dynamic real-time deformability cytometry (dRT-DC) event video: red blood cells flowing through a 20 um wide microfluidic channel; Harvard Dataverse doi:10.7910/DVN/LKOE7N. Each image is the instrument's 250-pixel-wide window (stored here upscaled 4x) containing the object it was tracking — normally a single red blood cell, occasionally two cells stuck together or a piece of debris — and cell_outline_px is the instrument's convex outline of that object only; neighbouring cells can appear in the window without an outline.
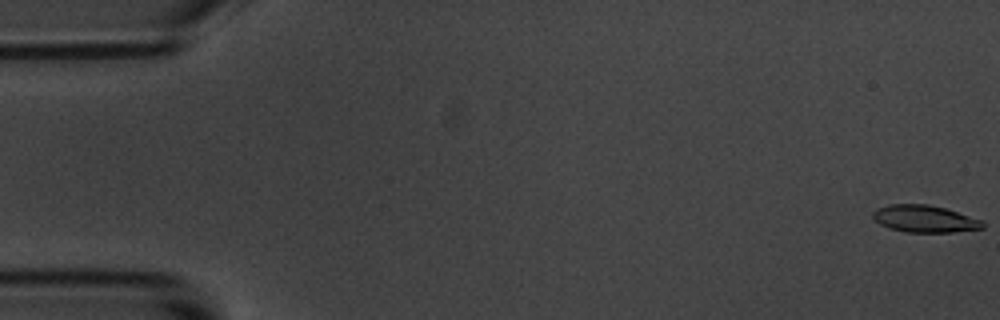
{"species": "common noctule bat (a hibernating species)", "species_latin": "Nyctalus noctula", "temperature_condition": "room temperature", "stored_images_in_passage": 58, "camera_frame_rate_fps": 3000, "um_per_image_px": 0.085, "animal": {"sex": "male", "body_mass_g": 20.1, "forearm_length_mm": 53.5}, "frame": {"image": 1, "passage_image": 1, "time_ms": 0.0, "image_size_px": [1000, 320], "cell_outline_px": [[984, 228], [952, 232], [904, 232], [888, 228], [880, 224], [872, 216], [872, 212], [876, 208], [888, 204], [928, 204], [944, 208], [984, 220]], "centroid_in_image_um": [78.58, 18.59], "position_along_channel_um": 6.4, "area_um2": 17.46}}
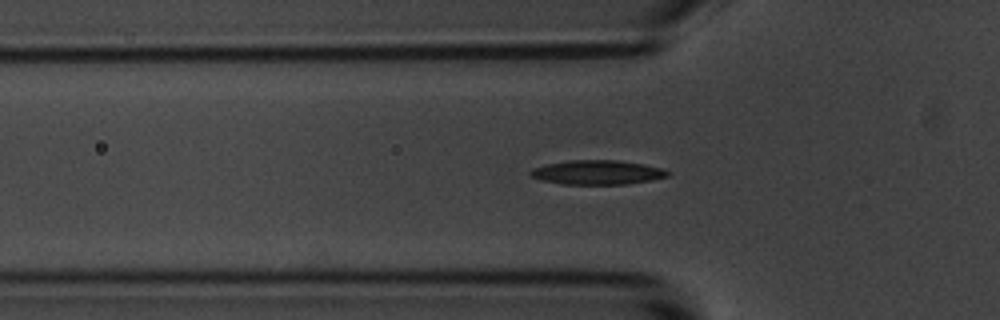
{"frame": {"image": 2, "passage_image": 19, "time_ms": 6.0, "image_size_px": [1000, 320], "cell_outline_px": [[672, 172], [668, 176], [652, 180], [628, 184], [560, 184], [544, 180], [532, 176], [528, 172], [532, 168], [548, 164], [568, 160], [616, 160], [644, 164], [664, 168]], "centroid_in_image_um": [50.83, 14.65], "position_along_channel_um": 75.0, "area_um2": 19.48}}
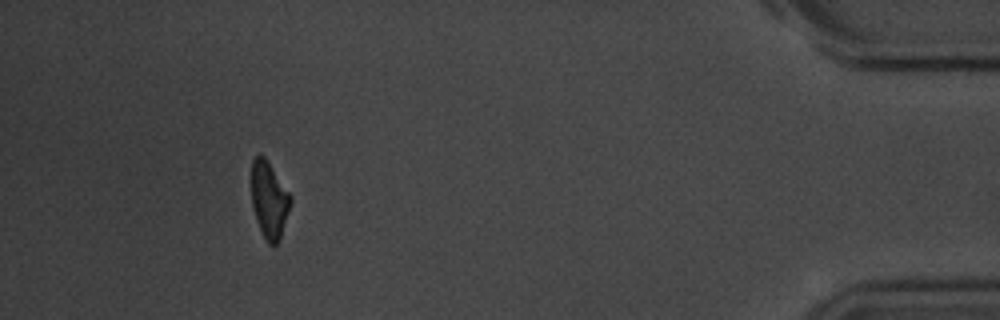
{"frame": {"image": 3, "passage_image": 53, "time_ms": 17.333, "image_size_px": [1000, 320], "cell_outline_px": [[292, 200], [280, 240], [276, 244], [268, 244], [256, 220], [252, 208], [252, 160], [256, 156], [264, 156], [292, 196]], "centroid_in_image_um": [22.89, 17.0], "position_along_channel_um": 412.3, "area_um2": 17.28}, "authors_computed_cell_mechanics": {"area_um2": 18.5249, "velocity_mm_per_s": 3.5191, "shape_relaxation_time_tau1_ms": 3.4597, "shape_relaxation_time_tau2_ms": 6.1274, "deformation_change_tau1": 0.132, "deformation_change_tau2": 0.1306}}